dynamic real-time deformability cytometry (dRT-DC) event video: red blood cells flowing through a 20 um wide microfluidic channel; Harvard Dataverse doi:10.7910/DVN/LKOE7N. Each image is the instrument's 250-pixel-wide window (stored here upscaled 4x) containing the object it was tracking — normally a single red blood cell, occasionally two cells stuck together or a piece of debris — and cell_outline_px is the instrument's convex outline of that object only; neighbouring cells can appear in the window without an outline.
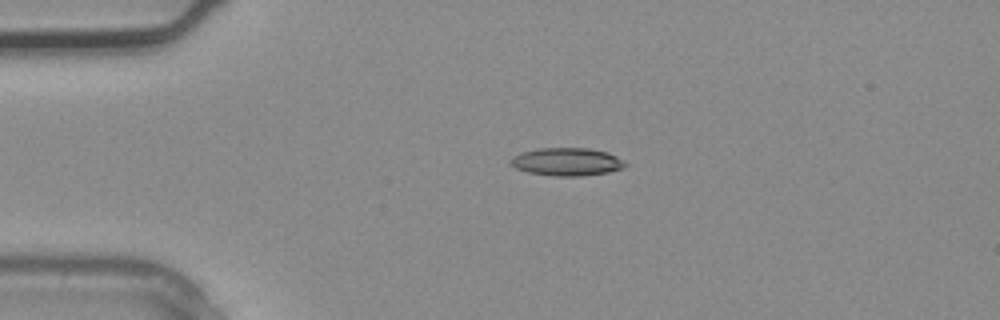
{"species": "common noctule bat (a hibernating species)", "species_latin": "Nyctalus noctula", "temperature_condition": "warm", "stored_images_in_passage": 1, "camera_frame_rate_fps": 3000, "um_per_image_px": 0.085, "animal": {"sex": "male", "body_mass_g": 20.4}, "frame": {"image": 1, "passage_image": 1, "time_ms": 0.0, "image_size_px": [1000, 320], "cell_outline_px": [[628, 164], [624, 168], [608, 172], [580, 176], [552, 176], [528, 172], [516, 168], [508, 164], [508, 160], [520, 152], [540, 148], [588, 148], [608, 152], [616, 156]], "centroid_in_image_um": [48.16, 13.75], "position_along_channel_um": 36.8, "area_um2": 18.79}}